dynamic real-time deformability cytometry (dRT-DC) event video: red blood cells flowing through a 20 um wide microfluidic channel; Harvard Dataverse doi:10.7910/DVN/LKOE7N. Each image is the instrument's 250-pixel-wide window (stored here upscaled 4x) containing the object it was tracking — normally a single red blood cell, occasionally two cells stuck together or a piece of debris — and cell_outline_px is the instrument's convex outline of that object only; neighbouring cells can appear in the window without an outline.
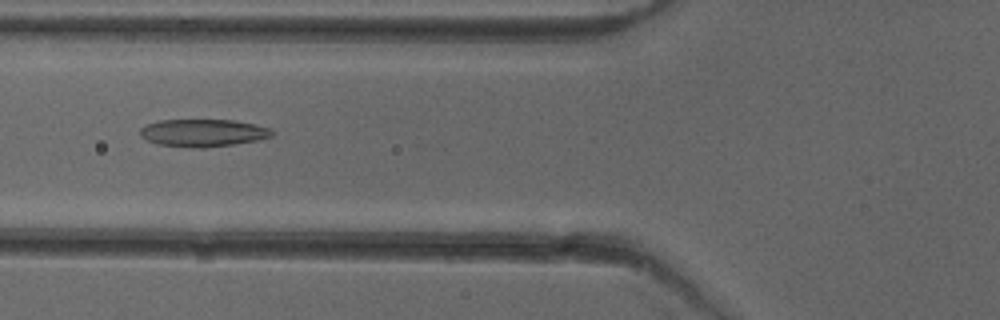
{"species": "common noctule bat (a hibernating species)", "species_latin": "Nyctalus noctula", "temperature_condition": "cold", "stored_images_in_passage": 52, "camera_frame_rate_fps": 3000, "um_per_image_px": 0.085, "animal": {"sex": "female"}, "frame": {"image": 1, "passage_image": 20, "time_ms": 6.333, "image_size_px": [1000, 320], "cell_outline_px": [[276, 132], [272, 136], [256, 140], [232, 144], [204, 148], [192, 148], [156, 144], [140, 136], [140, 128], [148, 124], [160, 120], [232, 120], [272, 128]], "centroid_in_image_um": [17.26, 11.3], "position_along_channel_um": 108.5, "area_um2": 21.1}}
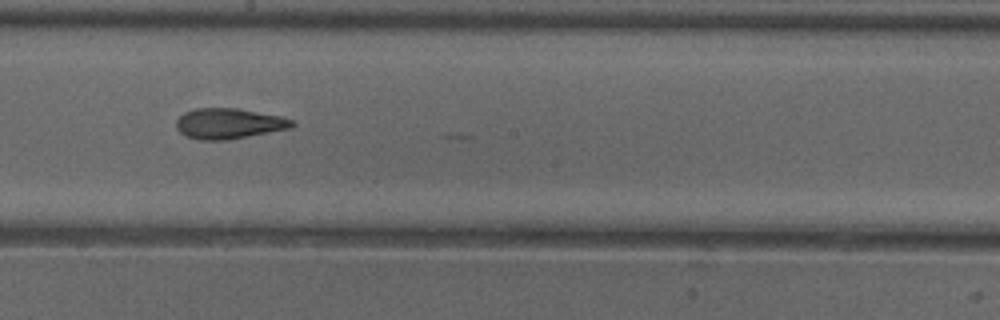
{"frame": {"image": 2, "passage_image": 29, "time_ms": 9.333, "image_size_px": [1000, 320], "cell_outline_px": [[296, 124], [292, 128], [228, 140], [200, 140], [184, 136], [176, 128], [176, 120], [184, 112], [196, 108], [236, 108], [280, 116], [292, 120]], "centroid_in_image_um": [19.43, 10.51], "position_along_channel_um": 228.8, "area_um2": 20.69}}
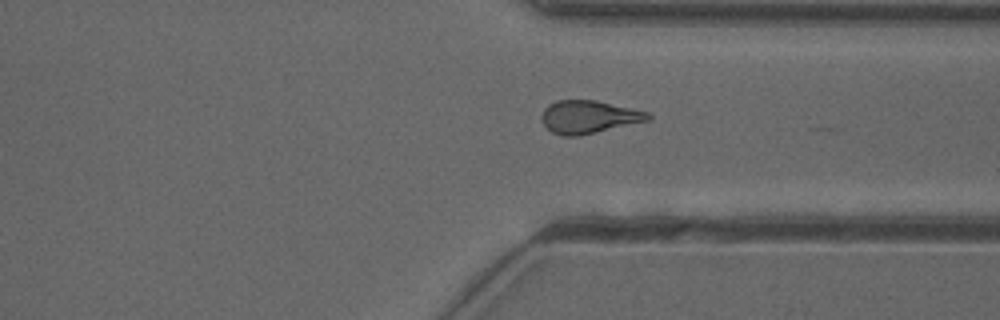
{"frame": {"image": 3, "passage_image": 39, "time_ms": 12.667, "image_size_px": [1000, 320], "cell_outline_px": [[652, 120], [580, 136], [564, 136], [552, 132], [540, 120], [540, 116], [544, 108], [548, 104], [556, 100], [596, 100], [648, 112], [652, 116]], "centroid_in_image_um": [50.05, 9.94], "position_along_channel_um": 361.4, "area_um2": 20.63}, "authors_computed_cell_mechanics": {"area_um2": 20.7502, "velocity_mm_per_s": 3.9792, "shape_relaxation_time_tau1_ms": null, "shape_relaxation_time_tau2_ms": 2.6903, "deformation_change_tau1": null, "deformation_change_tau2": 0.1173}}